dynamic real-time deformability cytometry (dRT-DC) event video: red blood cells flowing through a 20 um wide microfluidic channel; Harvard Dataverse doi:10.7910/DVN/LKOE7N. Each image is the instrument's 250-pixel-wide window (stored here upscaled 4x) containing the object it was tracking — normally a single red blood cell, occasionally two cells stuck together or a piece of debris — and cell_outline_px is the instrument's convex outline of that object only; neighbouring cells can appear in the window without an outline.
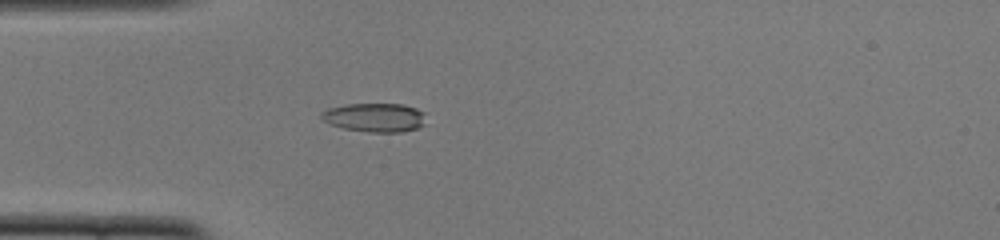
{"species": "common noctule bat (a hibernating species)", "species_latin": "Nyctalus noctula", "temperature_condition": "cold", "stored_images_in_passage": 39, "camera_frame_rate_fps": 3000, "um_per_image_px": 0.085, "animal": {"sex": "female", "body_mass_g": 22.0, "forearm_length_mm": 56.7}, "frame": {"image": 1, "passage_image": 2, "time_ms": 0.333, "image_size_px": [1000, 240], "cell_outline_px": [[424, 124], [416, 128], [400, 132], [368, 132], [344, 128], [328, 124], [320, 116], [320, 112], [328, 108], [344, 104], [404, 104], [416, 108], [424, 112]], "centroid_in_image_um": [31.82, 9.98], "position_along_channel_um": 53.2, "area_um2": 17.63}}
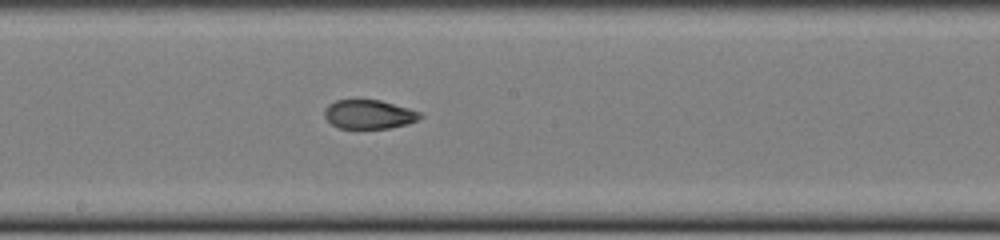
{"frame": {"image": 2, "passage_image": 15, "time_ms": 4.667, "image_size_px": [1000, 240], "cell_outline_px": [[424, 116], [408, 124], [388, 128], [340, 128], [332, 124], [324, 116], [324, 108], [328, 104], [336, 100], [380, 100], [408, 108], [420, 112]], "centroid_in_image_um": [31.35, 9.71], "position_along_channel_um": 216.8, "area_um2": 16.07}}
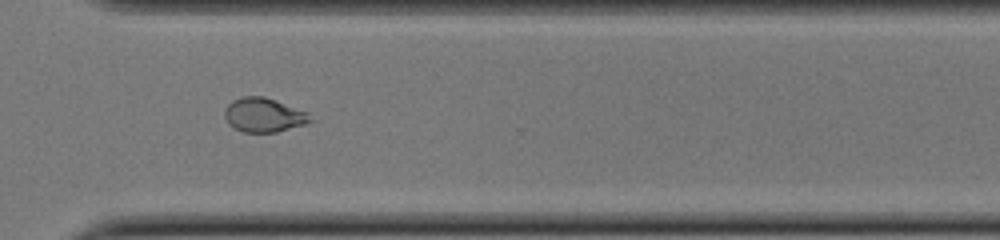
{"frame": {"image": 3, "passage_image": 25, "time_ms": 8.0, "image_size_px": [1000, 240], "cell_outline_px": [[312, 120], [304, 124], [276, 132], [244, 132], [228, 124], [224, 116], [224, 108], [232, 100], [244, 96], [264, 96], [308, 112]], "centroid_in_image_um": [22.39, 9.76], "position_along_channel_um": 348.2, "area_um2": 16.94}, "authors_computed_cell_mechanics": {"area_um2": 17.5712, "velocity_mm_per_s": 3.9234, "shape_relaxation_time_tau1_ms": null, "shape_relaxation_time_tau2_ms": 1.4258, "deformation_change_tau1": null, "deformation_change_tau2": 0.0602}}